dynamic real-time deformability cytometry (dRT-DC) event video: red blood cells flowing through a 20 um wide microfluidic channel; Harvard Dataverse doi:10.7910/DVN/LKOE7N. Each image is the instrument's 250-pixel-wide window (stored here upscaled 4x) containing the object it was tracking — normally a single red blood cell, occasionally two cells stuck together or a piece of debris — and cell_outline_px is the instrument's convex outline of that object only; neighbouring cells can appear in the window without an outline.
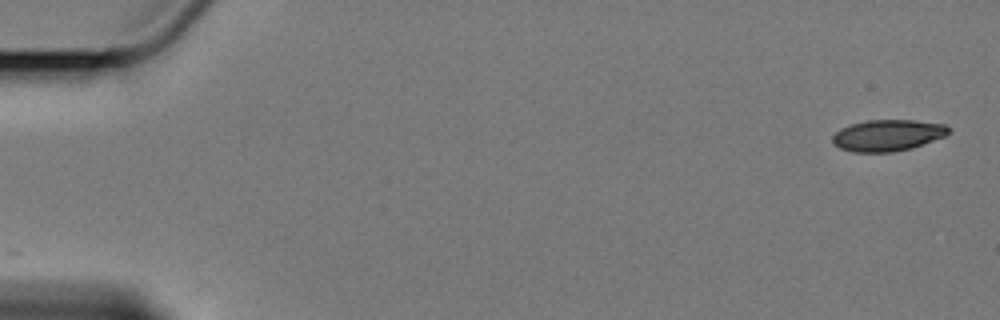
{"species": "Egyptian fruit bat (a non-hibernating species)", "species_latin": "Rousettus aegyptiacus", "temperature_condition": "cold", "stored_images_in_passage": 10, "camera_frame_rate_fps": 3000, "um_per_image_px": 0.085, "animal": {"sex": "female"}, "frame": {"image": 1, "passage_image": 1, "time_ms": 0.0, "image_size_px": [1000, 320], "cell_outline_px": [[952, 128], [948, 136], [912, 148], [892, 152], [852, 152], [840, 148], [832, 144], [832, 136], [840, 128], [852, 124], [868, 120], [912, 120], [944, 124]], "centroid_in_image_um": [75.48, 11.51], "position_along_channel_um": 9.5, "area_um2": 21.5}}
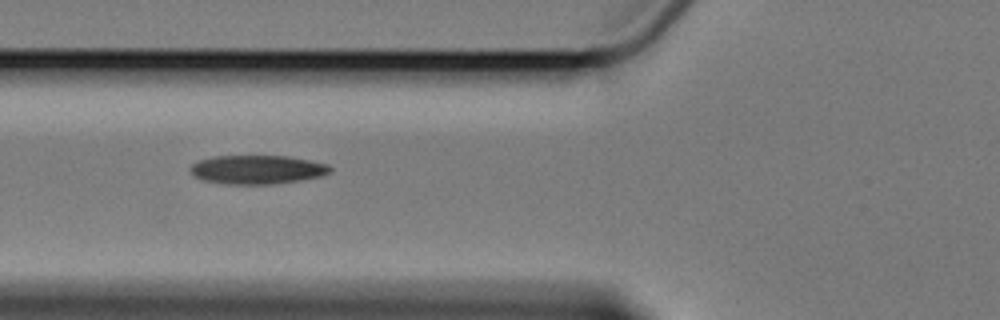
{"frame": {"image": 2, "passage_image": 7, "time_ms": 7.0, "image_size_px": [1000, 320], "cell_outline_px": [[332, 172], [320, 176], [300, 180], [272, 184], [224, 184], [200, 180], [192, 176], [188, 168], [192, 164], [200, 160], [212, 156], [288, 156], [328, 164], [332, 168]], "centroid_in_image_um": [21.81, 14.42], "position_along_channel_um": 104.0, "area_um2": 23.7}}
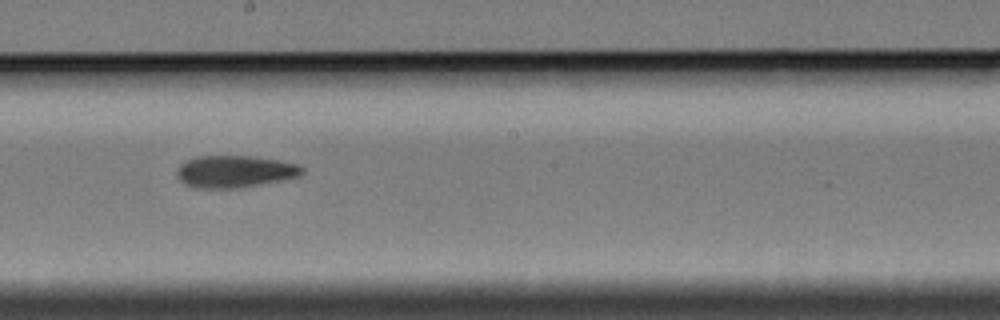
{"frame": {"image": 3, "passage_image": 10, "time_ms": 10.667, "image_size_px": [1000, 320], "cell_outline_px": [[304, 172], [300, 176], [284, 180], [244, 188], [192, 188], [184, 184], [176, 176], [176, 172], [180, 164], [188, 160], [200, 156], [252, 156], [300, 164], [304, 168]], "centroid_in_image_um": [19.98, 14.6], "position_along_channel_um": 228.2, "area_um2": 23.76}}